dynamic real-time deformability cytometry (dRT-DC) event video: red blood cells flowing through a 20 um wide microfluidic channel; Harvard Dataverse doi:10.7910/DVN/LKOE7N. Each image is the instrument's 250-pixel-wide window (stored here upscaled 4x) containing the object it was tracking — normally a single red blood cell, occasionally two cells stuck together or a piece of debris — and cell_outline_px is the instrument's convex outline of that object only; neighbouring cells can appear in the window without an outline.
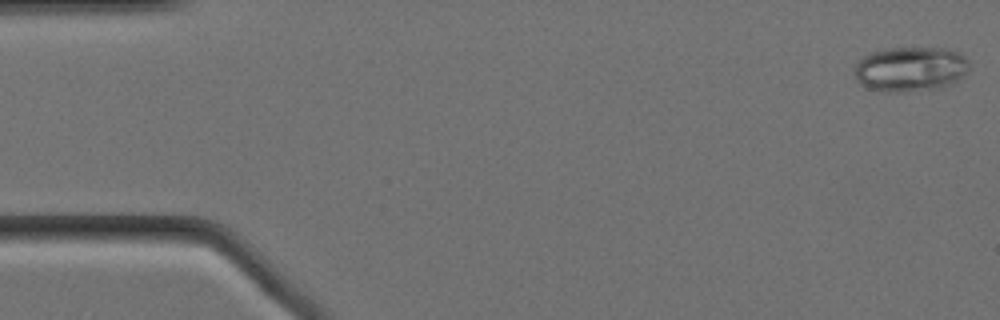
{"species": "Egyptian fruit bat (a non-hibernating species)", "species_latin": "Rousettus aegyptiacus", "temperature_condition": "cold", "stored_images_in_passage": 46, "camera_frame_rate_fps": 3000, "um_per_image_px": 0.085, "animal": {"sex": "female"}, "frame": {"image": 1, "passage_image": 1, "time_ms": 0.0, "image_size_px": [1000, 320], "cell_outline_px": [[968, 72], [956, 84], [944, 88], [908, 92], [884, 92], [868, 88], [860, 84], [856, 80], [856, 64], [864, 56], [872, 52], [884, 48], [948, 48], [960, 52], [968, 60]], "centroid_in_image_um": [77.45, 5.89], "position_along_channel_um": 7.5, "area_um2": 30.63}}
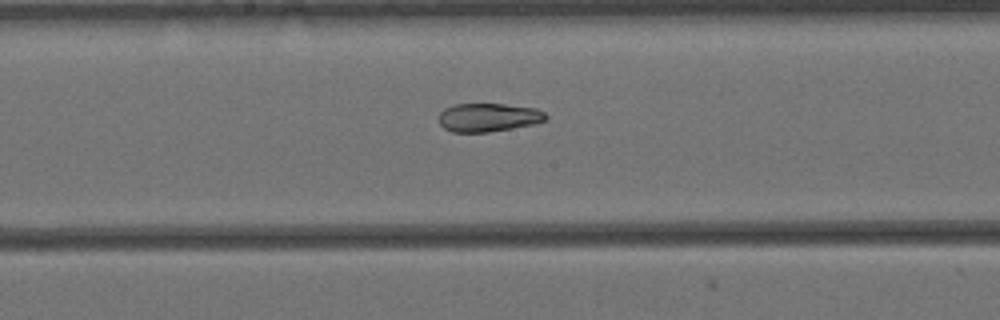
{"frame": {"image": 2, "passage_image": 29, "time_ms": 9.333, "image_size_px": [1000, 320], "cell_outline_px": [[548, 120], [536, 124], [488, 132], [452, 132], [444, 128], [440, 124], [440, 112], [444, 108], [452, 104], [504, 104], [536, 108], [544, 112], [548, 116]], "centroid_in_image_um": [41.54, 9.98], "position_along_channel_um": 206.7, "area_um2": 17.92}}
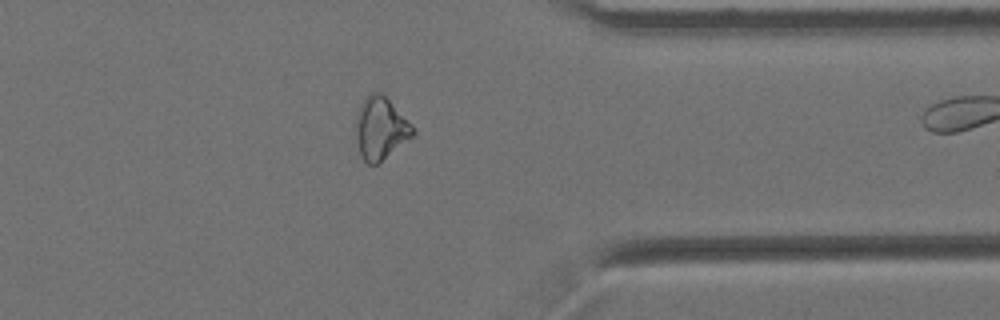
{"frame": {"image": 3, "passage_image": 45, "time_ms": 14.667, "image_size_px": [1000, 320], "cell_outline_px": [[416, 136], [376, 164], [368, 164], [360, 156], [356, 136], [356, 116], [360, 104], [372, 92], [380, 92], [412, 124], [416, 132]], "centroid_in_image_um": [32.37, 10.94], "position_along_channel_um": 379.0, "area_um2": 20.63}}